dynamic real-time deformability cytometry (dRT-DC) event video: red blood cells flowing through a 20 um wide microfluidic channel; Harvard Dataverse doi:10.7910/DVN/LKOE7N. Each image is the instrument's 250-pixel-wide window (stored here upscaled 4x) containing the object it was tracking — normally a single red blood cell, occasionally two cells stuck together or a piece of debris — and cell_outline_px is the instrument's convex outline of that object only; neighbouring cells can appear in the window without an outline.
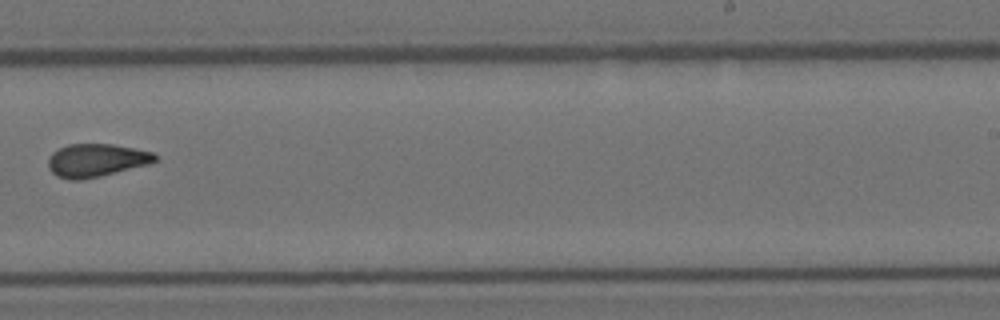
{"species": "Egyptian fruit bat (a non-hibernating species)", "species_latin": "Rousettus aegyptiacus", "temperature_condition": "room temperature", "stored_images_in_passage": 10, "camera_frame_rate_fps": 3000, "um_per_image_px": 0.085, "animal": {"sex": "female"}, "frame": {"image": 1, "passage_image": 9, "time_ms": 2.667, "image_size_px": [1000, 320], "cell_outline_px": [[160, 156], [156, 160], [148, 164], [100, 176], [80, 180], [68, 180], [56, 176], [48, 168], [48, 160], [52, 152], [68, 144], [112, 144], [152, 152]], "centroid_in_image_um": [8.16, 13.63], "position_along_channel_um": 280.8, "area_um2": 20.52}}
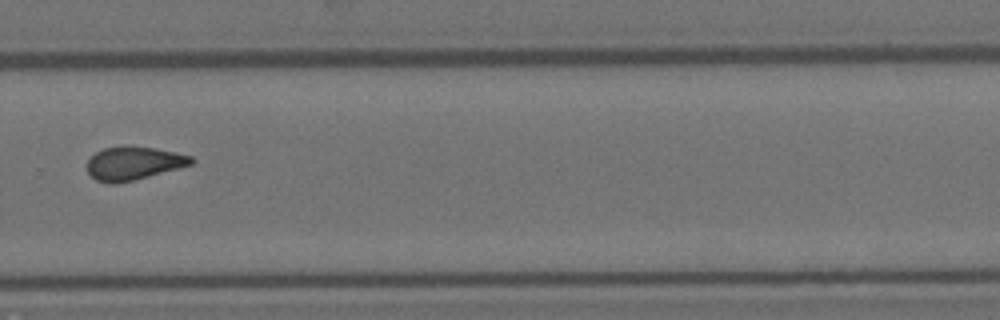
{"frame": {"image": 2, "passage_image": 10, "time_ms": 3.0, "image_size_px": [1000, 320], "cell_outline_px": [[196, 160], [192, 164], [148, 176], [132, 180], [112, 184], [96, 180], [88, 172], [88, 160], [96, 152], [104, 148], [156, 148], [176, 152], [192, 156]], "centroid_in_image_um": [11.38, 13.89], "position_along_channel_um": 318.4, "area_um2": 19.48}}